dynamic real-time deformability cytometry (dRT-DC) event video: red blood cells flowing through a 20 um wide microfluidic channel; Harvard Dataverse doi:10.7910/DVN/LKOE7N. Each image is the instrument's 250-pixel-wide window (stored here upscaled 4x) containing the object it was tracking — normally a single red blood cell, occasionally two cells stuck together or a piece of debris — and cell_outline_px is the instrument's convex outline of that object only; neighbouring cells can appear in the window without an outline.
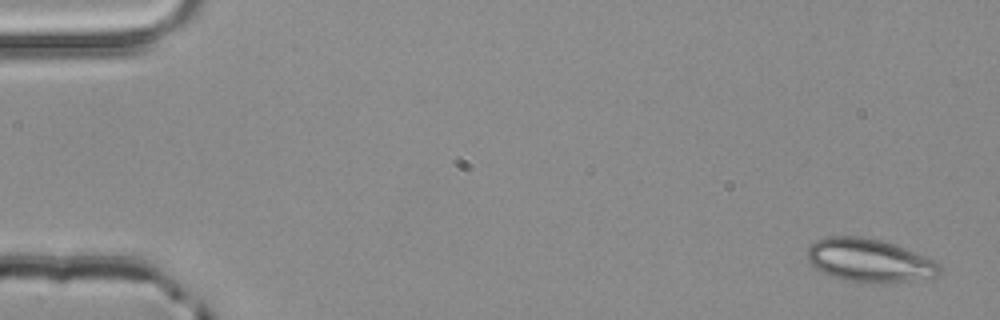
{"species": "common noctule bat (a hibernating species)", "species_latin": "Nyctalus noctula", "temperature_condition": "room temperature", "stored_images_in_passage": 4, "camera_frame_rate_fps": 3000, "um_per_image_px": 0.085, "animal": {"sex": "male", "body_mass_g": 20.4}, "frame": {"image": 1, "passage_image": 1, "time_ms": 0.0, "image_size_px": [1000, 320], "cell_outline_px": [[940, 272], [936, 276], [912, 280], [844, 280], [832, 276], [816, 268], [808, 260], [808, 248], [816, 240], [824, 236], [860, 236], [880, 240], [904, 248], [924, 256], [940, 264]], "centroid_in_image_um": [73.85, 22.08], "position_along_channel_um": 11.2, "area_um2": 32.08}}